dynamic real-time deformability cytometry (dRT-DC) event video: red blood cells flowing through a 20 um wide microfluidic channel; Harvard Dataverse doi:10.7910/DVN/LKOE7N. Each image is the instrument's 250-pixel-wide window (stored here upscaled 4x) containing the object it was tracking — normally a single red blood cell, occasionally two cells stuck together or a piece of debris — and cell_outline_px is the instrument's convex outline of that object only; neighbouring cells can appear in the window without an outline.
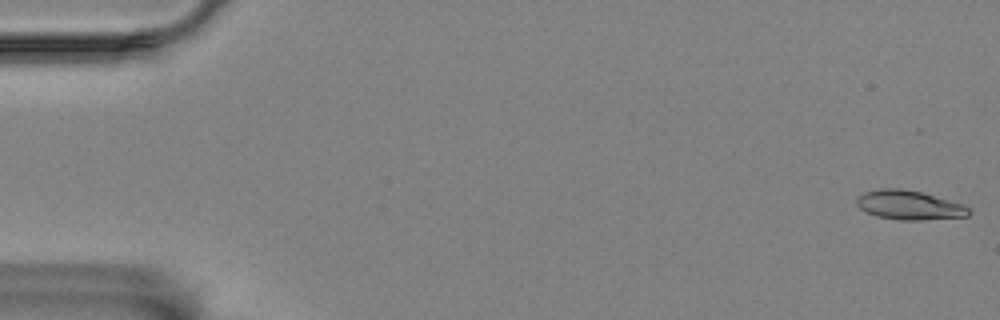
{"species": "Egyptian fruit bat (a non-hibernating species)", "species_latin": "Rousettus aegyptiacus", "temperature_condition": "room temperature", "stored_images_in_passage": 57, "camera_frame_rate_fps": 3000, "um_per_image_px": 0.085, "animal": {"sex": "female"}, "frame": {"image": 1, "passage_image": 1, "time_ms": 0.0, "image_size_px": [1000, 320], "cell_outline_px": [[972, 212], [968, 216], [920, 220], [896, 220], [876, 216], [860, 208], [856, 204], [856, 196], [864, 192], [880, 188], [900, 188], [920, 192], [964, 204]], "centroid_in_image_um": [77.26, 17.43], "position_along_channel_um": 7.7, "area_um2": 19.13}}
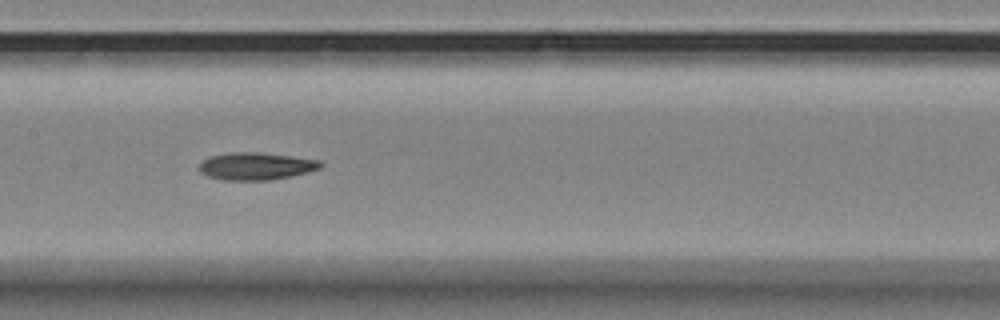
{"frame": {"image": 2, "passage_image": 28, "time_ms": 9.0, "image_size_px": [1000, 320], "cell_outline_px": [[324, 164], [320, 168], [308, 172], [292, 176], [268, 180], [224, 180], [208, 176], [200, 172], [200, 164], [204, 160], [212, 156], [232, 152], [256, 152], [292, 156], [320, 160]], "centroid_in_image_um": [21.8, 14.12], "position_along_channel_um": 185.6, "area_um2": 19.25}}
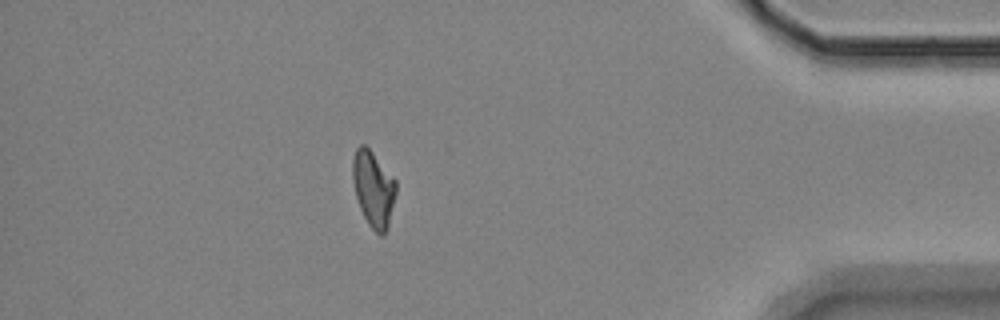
{"frame": {"image": 3, "passage_image": 50, "time_ms": 16.333, "image_size_px": [1000, 320], "cell_outline_px": [[396, 192], [388, 224], [384, 236], [380, 236], [368, 224], [360, 208], [356, 196], [352, 180], [352, 160], [356, 148], [360, 144], [364, 144], [372, 152], [396, 180]], "centroid_in_image_um": [31.72, 16.03], "position_along_channel_um": 403.5, "area_um2": 19.02}, "authors_computed_cell_mechanics": {"area_um2": 19.2474, "velocity_mm_per_s": 3.5246, "shape_relaxation_time_tau1_ms": null, "shape_relaxation_time_tau2_ms": 4.1707, "deformation_change_tau1": null, "deformation_change_tau2": 0.1107}}